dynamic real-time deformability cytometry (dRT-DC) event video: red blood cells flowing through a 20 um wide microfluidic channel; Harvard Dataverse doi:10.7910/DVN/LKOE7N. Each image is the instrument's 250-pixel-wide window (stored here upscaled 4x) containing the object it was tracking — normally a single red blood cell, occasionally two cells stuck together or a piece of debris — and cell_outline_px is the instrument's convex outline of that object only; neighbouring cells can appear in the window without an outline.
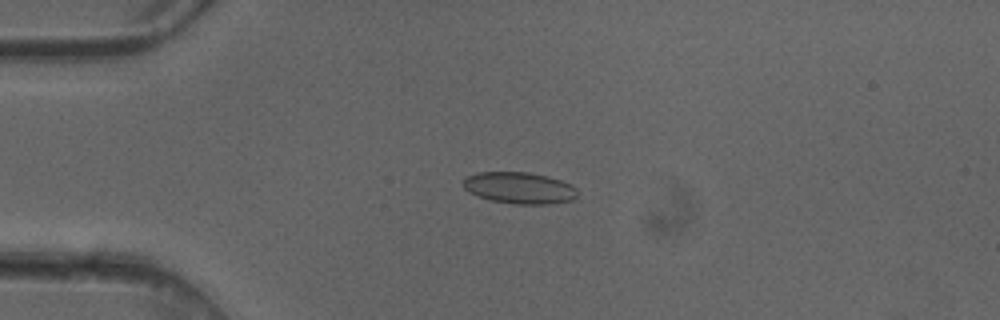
{"species": "common noctule bat (a hibernating species)", "species_latin": "Nyctalus noctula", "temperature_condition": "cold", "stored_images_in_passage": 4, "camera_frame_rate_fps": 3000, "um_per_image_px": 0.085, "animal": {"sex": "female"}, "frame": {"image": 1, "passage_image": 3, "time_ms": 0.667, "image_size_px": [1000, 320], "cell_outline_px": [[576, 200], [548, 204], [516, 204], [492, 200], [468, 192], [464, 188], [464, 180], [468, 176], [476, 172], [528, 172], [548, 176], [572, 184], [576, 188]], "centroid_in_image_um": [44.19, 15.97], "position_along_channel_um": 40.8, "area_um2": 20.98}}